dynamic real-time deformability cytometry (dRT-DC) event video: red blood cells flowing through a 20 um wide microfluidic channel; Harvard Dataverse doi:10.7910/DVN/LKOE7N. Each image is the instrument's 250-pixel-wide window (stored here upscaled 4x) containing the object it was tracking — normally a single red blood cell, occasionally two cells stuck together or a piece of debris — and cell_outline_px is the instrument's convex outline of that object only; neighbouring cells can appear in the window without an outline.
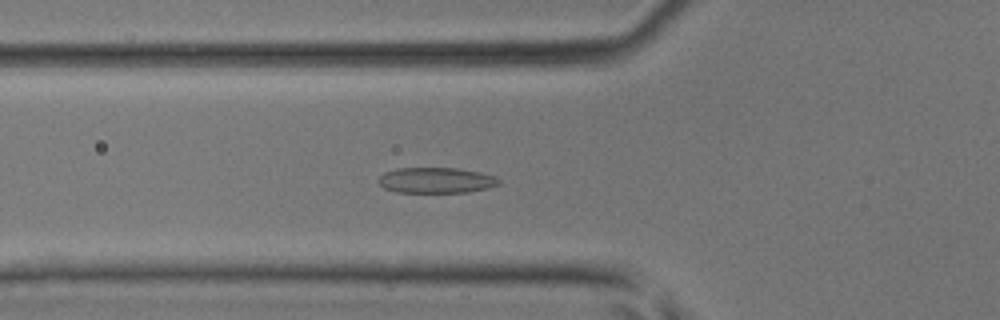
{"species": "common noctule bat (a hibernating species)", "species_latin": "Nyctalus noctula", "temperature_condition": "room temperature", "stored_images_in_passage": 35, "camera_frame_rate_fps": 3000, "um_per_image_px": 0.085, "animal": {"sex": "male", "body_mass_g": 17.9, "forearm_length_mm": 54.2}, "frame": {"image": 1, "passage_image": 12, "time_ms": 3.667, "image_size_px": [1000, 320], "cell_outline_px": [[500, 184], [488, 188], [468, 192], [396, 192], [384, 188], [376, 180], [384, 172], [396, 168], [456, 168], [480, 172], [496, 176], [500, 180]], "centroid_in_image_um": [37.07, 15.32], "position_along_channel_um": 88.7, "area_um2": 18.09}}
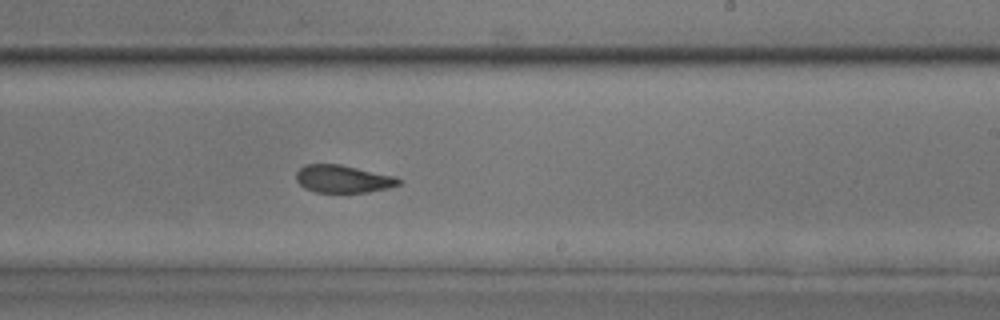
{"frame": {"image": 2, "passage_image": 23, "time_ms": 7.333, "image_size_px": [1000, 320], "cell_outline_px": [[404, 180], [400, 184], [388, 188], [368, 192], [316, 192], [304, 188], [296, 180], [296, 172], [304, 164], [340, 164], [396, 176]], "centroid_in_image_um": [29.18, 15.2], "position_along_channel_um": 259.8, "area_um2": 16.65}}
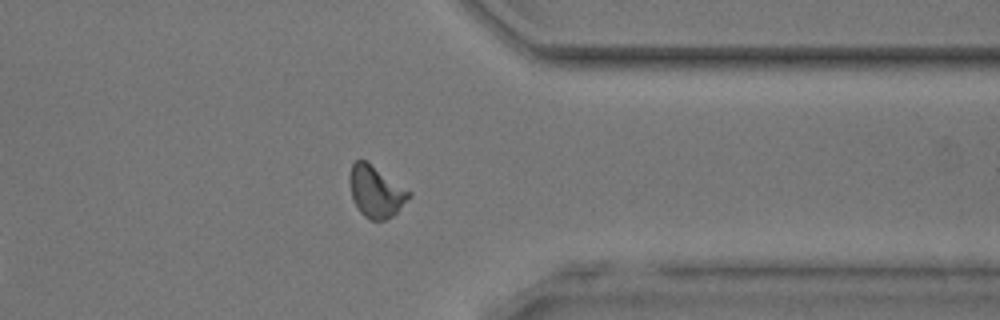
{"frame": {"image": 3, "passage_image": 31, "time_ms": 10.0, "image_size_px": [1000, 320], "cell_outline_px": [[412, 196], [392, 216], [384, 220], [372, 220], [364, 216], [360, 212], [352, 200], [352, 164], [356, 160], [364, 160], [412, 192]], "centroid_in_image_um": [32.0, 16.32], "position_along_channel_um": 379.4, "area_um2": 17.17}}